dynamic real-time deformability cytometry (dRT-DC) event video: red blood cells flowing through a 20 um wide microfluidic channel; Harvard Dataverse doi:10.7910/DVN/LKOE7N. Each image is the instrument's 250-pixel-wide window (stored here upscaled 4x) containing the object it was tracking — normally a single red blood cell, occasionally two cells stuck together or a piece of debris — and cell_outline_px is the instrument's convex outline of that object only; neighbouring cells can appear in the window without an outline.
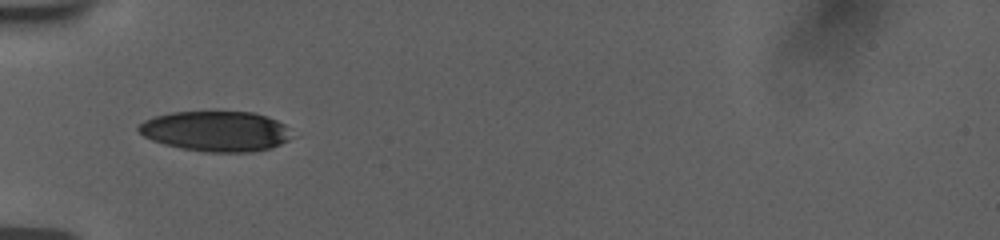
{"species": "human", "species_latin": "Homo sapiens", "temperature_condition": "room temperature", "stored_images_in_passage": 37, "camera_frame_rate_fps": 3000, "um_per_image_px": 0.085, "donor": {"sex": "female"}, "frame": {"image": 1, "passage_image": 1, "time_ms": 0.0, "image_size_px": [1000, 240], "cell_outline_px": [[288, 140], [272, 148], [252, 152], [204, 152], [180, 148], [164, 144], [152, 140], [144, 136], [136, 128], [144, 120], [156, 116], [172, 112], [252, 112], [268, 116], [284, 124], [288, 136]], "centroid_in_image_um": [18.31, 11.16], "position_along_channel_um": 66.7, "area_um2": 35.72}}
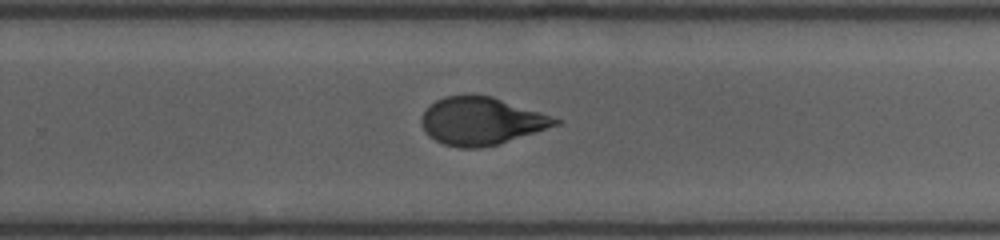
{"frame": {"image": 2, "passage_image": 19, "time_ms": 6.0, "image_size_px": [1000, 240], "cell_outline_px": [[564, 120], [560, 124], [496, 144], [480, 148], [460, 148], [444, 144], [428, 136], [424, 132], [420, 124], [420, 120], [424, 112], [436, 100], [444, 96], [492, 96]], "centroid_in_image_um": [40.89, 10.3], "position_along_channel_um": 288.9, "area_um2": 36.7}}
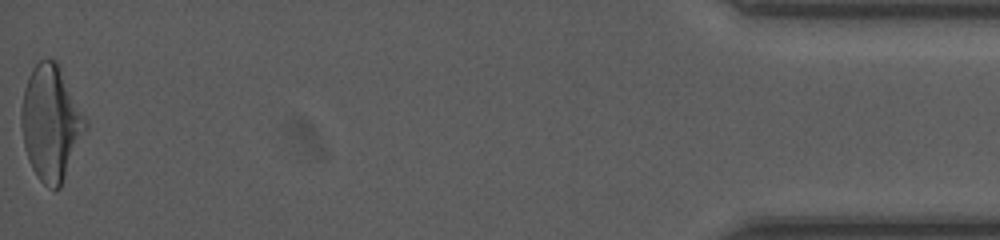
{"frame": {"image": 3, "passage_image": 37, "time_ms": 12.0, "image_size_px": [1000, 240], "cell_outline_px": [[88, 128], [60, 188], [48, 188], [40, 180], [32, 168], [28, 160], [20, 128], [20, 108], [24, 88], [28, 76], [32, 68], [40, 60], [56, 60], [88, 120]], "centroid_in_image_um": [4.33, 10.45], "position_along_channel_um": 430.9, "area_um2": 43.29}, "authors_computed_cell_mechanics": {"area_um2": 38.2058, "velocity_mm_per_s": 3.7624, "shape_relaxation_time_tau1_ms": 4.1366, "shape_relaxation_time_tau2_ms": 1.0297, "deformation_change_tau1": 0.1642, "deformation_change_tau2": 0.0614}}